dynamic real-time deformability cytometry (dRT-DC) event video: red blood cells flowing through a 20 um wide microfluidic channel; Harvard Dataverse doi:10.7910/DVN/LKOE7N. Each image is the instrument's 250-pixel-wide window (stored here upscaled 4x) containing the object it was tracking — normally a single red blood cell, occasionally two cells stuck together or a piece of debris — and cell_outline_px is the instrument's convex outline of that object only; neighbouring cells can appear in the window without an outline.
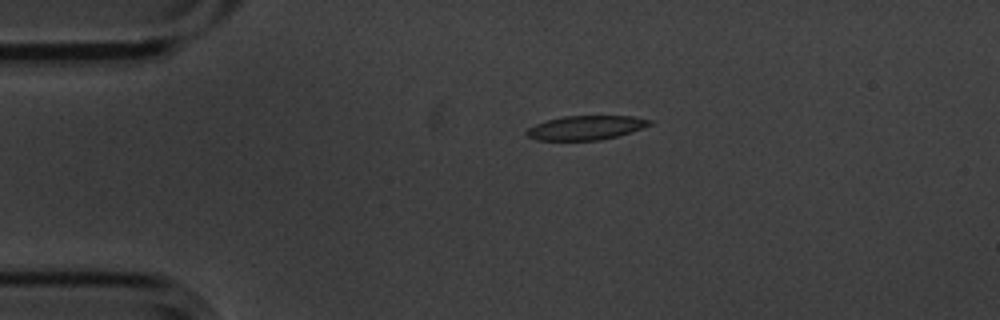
{"species": "common noctule bat (a hibernating species)", "species_latin": "Nyctalus noctula", "temperature_condition": "cold", "stored_images_in_passage": 2, "camera_frame_rate_fps": 3000, "um_per_image_px": 0.085, "animal": {"sex": "male", "body_mass_g": 20.1, "forearm_length_mm": 53.5}, "frame": {"image": 1, "passage_image": 1, "time_ms": 0.0, "image_size_px": [1000, 320], "cell_outline_px": [[652, 124], [632, 132], [600, 140], [536, 140], [528, 136], [524, 132], [528, 128], [536, 124], [548, 120], [564, 116], [632, 116], [652, 120]], "centroid_in_image_um": [49.8, 10.85], "position_along_channel_um": 35.2, "area_um2": 17.22}}